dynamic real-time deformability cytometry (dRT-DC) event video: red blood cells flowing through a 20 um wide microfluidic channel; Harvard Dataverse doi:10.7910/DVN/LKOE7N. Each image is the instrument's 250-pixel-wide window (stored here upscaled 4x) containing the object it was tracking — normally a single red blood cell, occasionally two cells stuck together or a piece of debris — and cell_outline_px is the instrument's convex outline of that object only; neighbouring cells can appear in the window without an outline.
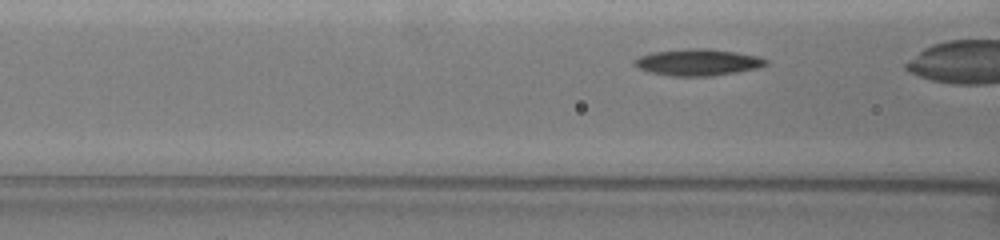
{"species": "common noctule bat (a hibernating species)", "species_latin": "Nyctalus noctula", "temperature_condition": "warm", "stored_images_in_passage": 8, "camera_frame_rate_fps": 3000, "um_per_image_px": 0.085, "animal": {"sex": "female", "body_mass_g": 19.5, "forearm_length_mm": 54.1}, "frame": {"image": 1, "passage_image": 5, "time_ms": 1.333, "image_size_px": [1000, 240], "cell_outline_px": [[768, 64], [756, 68], [736, 72], [708, 76], [672, 76], [648, 72], [636, 68], [632, 64], [632, 60], [640, 56], [652, 52], [688, 48], [708, 48], [736, 52], [760, 56], [768, 60]], "centroid_in_image_um": [59.27, 5.29], "position_along_channel_um": 107.3, "area_um2": 20.58}}